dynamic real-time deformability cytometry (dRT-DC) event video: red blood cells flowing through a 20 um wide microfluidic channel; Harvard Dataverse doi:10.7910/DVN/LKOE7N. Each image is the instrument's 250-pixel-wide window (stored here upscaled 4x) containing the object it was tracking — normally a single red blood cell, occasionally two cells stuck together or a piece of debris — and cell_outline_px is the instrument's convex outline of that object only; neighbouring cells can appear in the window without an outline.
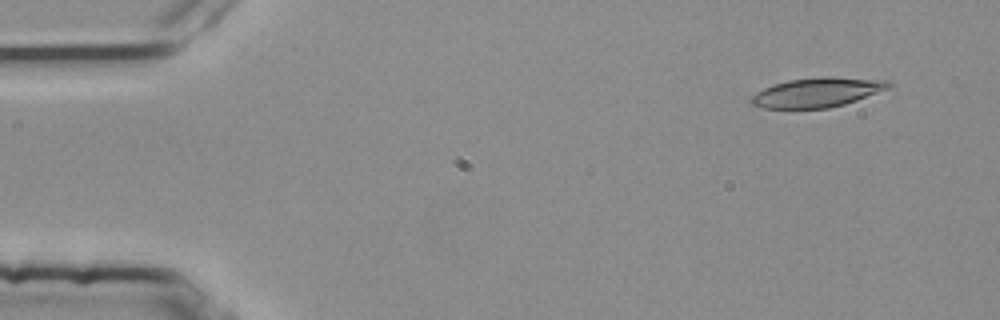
{"species": "common noctule bat (a hibernating species)", "species_latin": "Nyctalus noctula", "temperature_condition": "room temperature", "stored_images_in_passage": 3, "camera_frame_rate_fps": 3000, "um_per_image_px": 0.085, "animal": {"sex": "female", "body_mass_g": 25.1}, "frame": {"image": 1, "passage_image": 1, "time_ms": 0.0, "image_size_px": [1000, 320], "cell_outline_px": [[892, 84], [888, 88], [856, 100], [844, 104], [828, 108], [764, 108], [752, 104], [748, 100], [756, 92], [772, 84], [788, 80], [820, 76], [832, 76], [892, 80]], "centroid_in_image_um": [69.46, 7.83], "position_along_channel_um": 15.5, "area_um2": 23.76}}
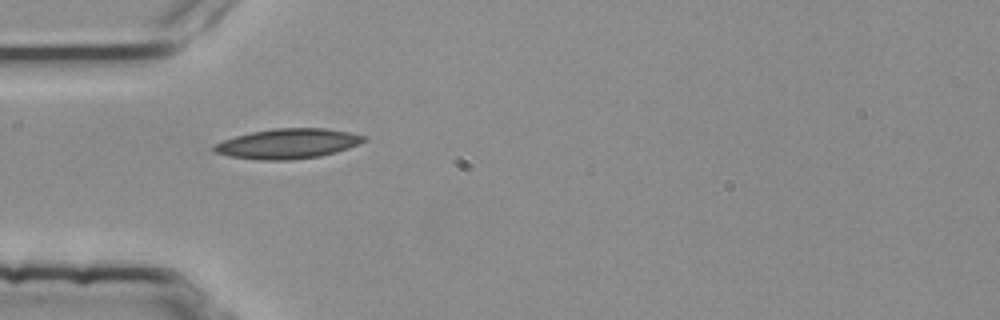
{"frame": {"image": 2, "passage_image": 3, "time_ms": 0.667, "image_size_px": [1000, 320], "cell_outline_px": [[368, 140], [360, 144], [336, 152], [320, 156], [288, 160], [260, 160], [228, 156], [212, 152], [208, 148], [212, 144], [236, 136], [252, 132], [276, 128], [324, 128], [348, 132], [368, 136]], "centroid_in_image_um": [24.43, 12.21], "position_along_channel_um": 60.6, "area_um2": 26.41}}